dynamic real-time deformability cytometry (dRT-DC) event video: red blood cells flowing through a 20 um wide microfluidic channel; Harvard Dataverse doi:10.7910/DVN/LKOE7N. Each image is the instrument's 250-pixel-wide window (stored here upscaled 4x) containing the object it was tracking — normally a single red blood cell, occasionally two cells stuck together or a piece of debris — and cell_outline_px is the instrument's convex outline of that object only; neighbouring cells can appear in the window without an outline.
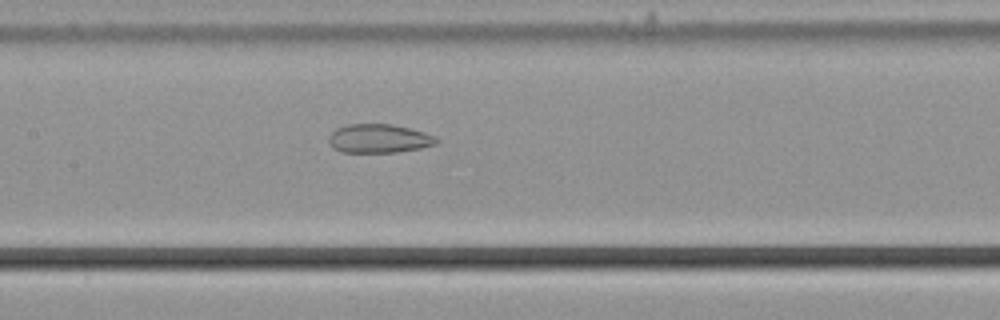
{"species": "common noctule bat (a hibernating species)", "species_latin": "Nyctalus noctula", "temperature_condition": "cold", "stored_images_in_passage": 38, "segment_of_instrument_passage": [1, 2], "camera_frame_rate_fps": 3000, "um_per_image_px": 0.085, "animal": {"sex": "male", "body_mass_g": 21.5, "forearm_length_mm": 52.0}, "frame": {"image": 1, "passage_image": 10, "time_ms": 3.0, "image_size_px": [1000, 320], "cell_outline_px": [[440, 140], [436, 144], [420, 148], [396, 152], [340, 152], [332, 148], [328, 140], [328, 136], [336, 128], [348, 124], [392, 124], [424, 132], [436, 136]], "centroid_in_image_um": [32.19, 11.77], "position_along_channel_um": 175.2, "area_um2": 18.15}}
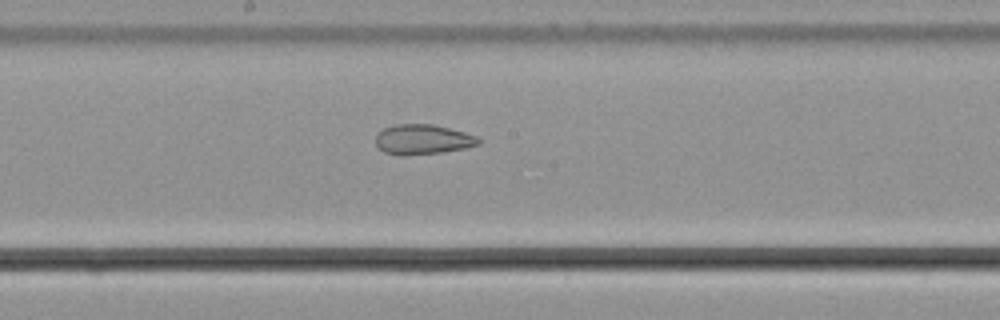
{"frame": {"image": 2, "passage_image": 13, "time_ms": 4.0, "image_size_px": [1000, 320], "cell_outline_px": [[480, 144], [464, 148], [440, 152], [384, 152], [376, 144], [376, 132], [384, 128], [396, 124], [432, 124], [464, 132], [476, 136], [480, 140]], "centroid_in_image_um": [35.95, 11.79], "position_along_channel_um": 212.2, "area_um2": 17.05}}